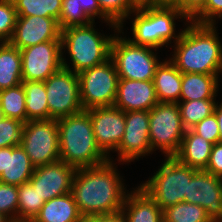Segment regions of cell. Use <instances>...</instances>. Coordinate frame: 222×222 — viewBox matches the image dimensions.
<instances>
[{"mask_svg": "<svg viewBox=\"0 0 222 222\" xmlns=\"http://www.w3.org/2000/svg\"><path fill=\"white\" fill-rule=\"evenodd\" d=\"M113 164L109 157L101 165L76 169L71 193L82 216L121 212L127 194Z\"/></svg>", "mask_w": 222, "mask_h": 222, "instance_id": "6da1fadb", "label": "cell"}, {"mask_svg": "<svg viewBox=\"0 0 222 222\" xmlns=\"http://www.w3.org/2000/svg\"><path fill=\"white\" fill-rule=\"evenodd\" d=\"M169 59L181 73H222V44L215 25L192 22L182 30Z\"/></svg>", "mask_w": 222, "mask_h": 222, "instance_id": "7a4b0ae2", "label": "cell"}, {"mask_svg": "<svg viewBox=\"0 0 222 222\" xmlns=\"http://www.w3.org/2000/svg\"><path fill=\"white\" fill-rule=\"evenodd\" d=\"M60 161L77 168L101 165L109 158L95 141L87 110L57 120Z\"/></svg>", "mask_w": 222, "mask_h": 222, "instance_id": "3957f363", "label": "cell"}, {"mask_svg": "<svg viewBox=\"0 0 222 222\" xmlns=\"http://www.w3.org/2000/svg\"><path fill=\"white\" fill-rule=\"evenodd\" d=\"M94 22L87 25L71 26L61 30L62 49H67L72 61V68L62 58L63 68L74 73L100 65L110 59L111 44L114 36L98 33Z\"/></svg>", "mask_w": 222, "mask_h": 222, "instance_id": "277c9868", "label": "cell"}, {"mask_svg": "<svg viewBox=\"0 0 222 222\" xmlns=\"http://www.w3.org/2000/svg\"><path fill=\"white\" fill-rule=\"evenodd\" d=\"M133 13L136 14L132 21L133 39L129 40L156 51L173 39L175 43L179 40L182 31L175 35V19L184 18L190 22L175 6L142 5Z\"/></svg>", "mask_w": 222, "mask_h": 222, "instance_id": "5b68a950", "label": "cell"}, {"mask_svg": "<svg viewBox=\"0 0 222 222\" xmlns=\"http://www.w3.org/2000/svg\"><path fill=\"white\" fill-rule=\"evenodd\" d=\"M195 170L181 164L174 157H167L151 179L140 184V187L162 210H165L169 206L184 202L188 183Z\"/></svg>", "mask_w": 222, "mask_h": 222, "instance_id": "8992f818", "label": "cell"}, {"mask_svg": "<svg viewBox=\"0 0 222 222\" xmlns=\"http://www.w3.org/2000/svg\"><path fill=\"white\" fill-rule=\"evenodd\" d=\"M155 48L133 44L129 38L114 36L111 44V56L119 79L153 80L156 68L161 62Z\"/></svg>", "mask_w": 222, "mask_h": 222, "instance_id": "52a82bcc", "label": "cell"}, {"mask_svg": "<svg viewBox=\"0 0 222 222\" xmlns=\"http://www.w3.org/2000/svg\"><path fill=\"white\" fill-rule=\"evenodd\" d=\"M78 77L83 110L114 106L119 77L111 58L81 71Z\"/></svg>", "mask_w": 222, "mask_h": 222, "instance_id": "ba28073f", "label": "cell"}, {"mask_svg": "<svg viewBox=\"0 0 222 222\" xmlns=\"http://www.w3.org/2000/svg\"><path fill=\"white\" fill-rule=\"evenodd\" d=\"M185 132L178 103L159 102L149 111L152 151L159 148L166 154L165 157H173L180 148Z\"/></svg>", "mask_w": 222, "mask_h": 222, "instance_id": "9c48e42d", "label": "cell"}, {"mask_svg": "<svg viewBox=\"0 0 222 222\" xmlns=\"http://www.w3.org/2000/svg\"><path fill=\"white\" fill-rule=\"evenodd\" d=\"M20 145L34 167L59 161L57 120H31L24 123Z\"/></svg>", "mask_w": 222, "mask_h": 222, "instance_id": "30bf717a", "label": "cell"}, {"mask_svg": "<svg viewBox=\"0 0 222 222\" xmlns=\"http://www.w3.org/2000/svg\"><path fill=\"white\" fill-rule=\"evenodd\" d=\"M49 119L58 120L83 110L80 101L79 77L65 68L59 69L45 81Z\"/></svg>", "mask_w": 222, "mask_h": 222, "instance_id": "8fae6325", "label": "cell"}, {"mask_svg": "<svg viewBox=\"0 0 222 222\" xmlns=\"http://www.w3.org/2000/svg\"><path fill=\"white\" fill-rule=\"evenodd\" d=\"M62 50L61 41H46L21 49L22 80L44 82L63 67Z\"/></svg>", "mask_w": 222, "mask_h": 222, "instance_id": "7c38bea8", "label": "cell"}, {"mask_svg": "<svg viewBox=\"0 0 222 222\" xmlns=\"http://www.w3.org/2000/svg\"><path fill=\"white\" fill-rule=\"evenodd\" d=\"M184 202L200 205L211 220L222 222V178L205 170H195Z\"/></svg>", "mask_w": 222, "mask_h": 222, "instance_id": "4fadbf2b", "label": "cell"}, {"mask_svg": "<svg viewBox=\"0 0 222 222\" xmlns=\"http://www.w3.org/2000/svg\"><path fill=\"white\" fill-rule=\"evenodd\" d=\"M125 131L117 148L121 162H131L152 153L149 141V111L125 112Z\"/></svg>", "mask_w": 222, "mask_h": 222, "instance_id": "5bb4252c", "label": "cell"}, {"mask_svg": "<svg viewBox=\"0 0 222 222\" xmlns=\"http://www.w3.org/2000/svg\"><path fill=\"white\" fill-rule=\"evenodd\" d=\"M89 112L95 141L109 158L110 150L116 151L125 131V112L115 106L96 107Z\"/></svg>", "mask_w": 222, "mask_h": 222, "instance_id": "9a60e30c", "label": "cell"}, {"mask_svg": "<svg viewBox=\"0 0 222 222\" xmlns=\"http://www.w3.org/2000/svg\"><path fill=\"white\" fill-rule=\"evenodd\" d=\"M76 168L63 161L35 167L28 181L44 201L71 192Z\"/></svg>", "mask_w": 222, "mask_h": 222, "instance_id": "2e32d148", "label": "cell"}, {"mask_svg": "<svg viewBox=\"0 0 222 222\" xmlns=\"http://www.w3.org/2000/svg\"><path fill=\"white\" fill-rule=\"evenodd\" d=\"M46 41H61L58 20L42 16H18L10 43L18 49Z\"/></svg>", "mask_w": 222, "mask_h": 222, "instance_id": "e0dca14e", "label": "cell"}, {"mask_svg": "<svg viewBox=\"0 0 222 222\" xmlns=\"http://www.w3.org/2000/svg\"><path fill=\"white\" fill-rule=\"evenodd\" d=\"M159 102L153 80L119 79L114 106L124 112L150 111Z\"/></svg>", "mask_w": 222, "mask_h": 222, "instance_id": "ac0fdd59", "label": "cell"}, {"mask_svg": "<svg viewBox=\"0 0 222 222\" xmlns=\"http://www.w3.org/2000/svg\"><path fill=\"white\" fill-rule=\"evenodd\" d=\"M34 168L21 145L0 148V182L20 186L30 180Z\"/></svg>", "mask_w": 222, "mask_h": 222, "instance_id": "d6986e66", "label": "cell"}, {"mask_svg": "<svg viewBox=\"0 0 222 222\" xmlns=\"http://www.w3.org/2000/svg\"><path fill=\"white\" fill-rule=\"evenodd\" d=\"M95 16L102 18L105 22L107 21L112 28H116V32H122L120 26L113 23L101 11L97 0H62V9L58 23L62 30L71 26L87 25L95 22Z\"/></svg>", "mask_w": 222, "mask_h": 222, "instance_id": "ffe728a7", "label": "cell"}, {"mask_svg": "<svg viewBox=\"0 0 222 222\" xmlns=\"http://www.w3.org/2000/svg\"><path fill=\"white\" fill-rule=\"evenodd\" d=\"M121 213L126 222H164L163 210L140 186L127 194Z\"/></svg>", "mask_w": 222, "mask_h": 222, "instance_id": "44dd1931", "label": "cell"}, {"mask_svg": "<svg viewBox=\"0 0 222 222\" xmlns=\"http://www.w3.org/2000/svg\"><path fill=\"white\" fill-rule=\"evenodd\" d=\"M213 144L187 129L178 152L173 156L178 162L196 170H205Z\"/></svg>", "mask_w": 222, "mask_h": 222, "instance_id": "7402d4cb", "label": "cell"}, {"mask_svg": "<svg viewBox=\"0 0 222 222\" xmlns=\"http://www.w3.org/2000/svg\"><path fill=\"white\" fill-rule=\"evenodd\" d=\"M153 83L158 102H179L182 85V73L170 60L161 62L156 68Z\"/></svg>", "mask_w": 222, "mask_h": 222, "instance_id": "603a6c76", "label": "cell"}, {"mask_svg": "<svg viewBox=\"0 0 222 222\" xmlns=\"http://www.w3.org/2000/svg\"><path fill=\"white\" fill-rule=\"evenodd\" d=\"M81 217L70 192L46 201L32 222H78Z\"/></svg>", "mask_w": 222, "mask_h": 222, "instance_id": "cb8c5ba5", "label": "cell"}, {"mask_svg": "<svg viewBox=\"0 0 222 222\" xmlns=\"http://www.w3.org/2000/svg\"><path fill=\"white\" fill-rule=\"evenodd\" d=\"M218 76L199 73H182L180 100L192 101L215 99L218 91Z\"/></svg>", "mask_w": 222, "mask_h": 222, "instance_id": "d4e9b609", "label": "cell"}, {"mask_svg": "<svg viewBox=\"0 0 222 222\" xmlns=\"http://www.w3.org/2000/svg\"><path fill=\"white\" fill-rule=\"evenodd\" d=\"M22 82L21 51L10 42H5L0 48V90Z\"/></svg>", "mask_w": 222, "mask_h": 222, "instance_id": "484cf974", "label": "cell"}, {"mask_svg": "<svg viewBox=\"0 0 222 222\" xmlns=\"http://www.w3.org/2000/svg\"><path fill=\"white\" fill-rule=\"evenodd\" d=\"M27 122L31 120H48L49 109L44 82L23 81Z\"/></svg>", "mask_w": 222, "mask_h": 222, "instance_id": "4316f807", "label": "cell"}, {"mask_svg": "<svg viewBox=\"0 0 222 222\" xmlns=\"http://www.w3.org/2000/svg\"><path fill=\"white\" fill-rule=\"evenodd\" d=\"M25 96L22 83L12 88L0 90V108L6 118L27 122Z\"/></svg>", "mask_w": 222, "mask_h": 222, "instance_id": "83f0119b", "label": "cell"}, {"mask_svg": "<svg viewBox=\"0 0 222 222\" xmlns=\"http://www.w3.org/2000/svg\"><path fill=\"white\" fill-rule=\"evenodd\" d=\"M45 201L29 183L18 186V222H32Z\"/></svg>", "mask_w": 222, "mask_h": 222, "instance_id": "f1b7e54d", "label": "cell"}, {"mask_svg": "<svg viewBox=\"0 0 222 222\" xmlns=\"http://www.w3.org/2000/svg\"><path fill=\"white\" fill-rule=\"evenodd\" d=\"M216 99H203L178 102L184 127L191 129L214 113Z\"/></svg>", "mask_w": 222, "mask_h": 222, "instance_id": "f546056e", "label": "cell"}, {"mask_svg": "<svg viewBox=\"0 0 222 222\" xmlns=\"http://www.w3.org/2000/svg\"><path fill=\"white\" fill-rule=\"evenodd\" d=\"M18 16H42L59 20L62 0H13Z\"/></svg>", "mask_w": 222, "mask_h": 222, "instance_id": "4dcf8cb0", "label": "cell"}, {"mask_svg": "<svg viewBox=\"0 0 222 222\" xmlns=\"http://www.w3.org/2000/svg\"><path fill=\"white\" fill-rule=\"evenodd\" d=\"M164 222H211L206 210L200 205L179 202L163 210Z\"/></svg>", "mask_w": 222, "mask_h": 222, "instance_id": "1f68e13d", "label": "cell"}, {"mask_svg": "<svg viewBox=\"0 0 222 222\" xmlns=\"http://www.w3.org/2000/svg\"><path fill=\"white\" fill-rule=\"evenodd\" d=\"M101 11L122 29L125 19L132 14L138 6L132 0H97ZM124 20V21H123Z\"/></svg>", "mask_w": 222, "mask_h": 222, "instance_id": "d6a6232c", "label": "cell"}, {"mask_svg": "<svg viewBox=\"0 0 222 222\" xmlns=\"http://www.w3.org/2000/svg\"><path fill=\"white\" fill-rule=\"evenodd\" d=\"M0 212L18 222V186L0 182Z\"/></svg>", "mask_w": 222, "mask_h": 222, "instance_id": "836d02e7", "label": "cell"}, {"mask_svg": "<svg viewBox=\"0 0 222 222\" xmlns=\"http://www.w3.org/2000/svg\"><path fill=\"white\" fill-rule=\"evenodd\" d=\"M23 126L24 122L5 117L0 122V148L20 145Z\"/></svg>", "mask_w": 222, "mask_h": 222, "instance_id": "e575fe53", "label": "cell"}, {"mask_svg": "<svg viewBox=\"0 0 222 222\" xmlns=\"http://www.w3.org/2000/svg\"><path fill=\"white\" fill-rule=\"evenodd\" d=\"M17 17L13 0H0V38L5 42L13 36Z\"/></svg>", "mask_w": 222, "mask_h": 222, "instance_id": "d590c367", "label": "cell"}, {"mask_svg": "<svg viewBox=\"0 0 222 222\" xmlns=\"http://www.w3.org/2000/svg\"><path fill=\"white\" fill-rule=\"evenodd\" d=\"M216 16L222 17V0H207L204 8L189 23L216 25Z\"/></svg>", "mask_w": 222, "mask_h": 222, "instance_id": "8d00e7d4", "label": "cell"}, {"mask_svg": "<svg viewBox=\"0 0 222 222\" xmlns=\"http://www.w3.org/2000/svg\"><path fill=\"white\" fill-rule=\"evenodd\" d=\"M191 130L211 142L213 145L219 142L218 121L214 113L196 124Z\"/></svg>", "mask_w": 222, "mask_h": 222, "instance_id": "74e56055", "label": "cell"}, {"mask_svg": "<svg viewBox=\"0 0 222 222\" xmlns=\"http://www.w3.org/2000/svg\"><path fill=\"white\" fill-rule=\"evenodd\" d=\"M205 171L222 178V143L217 142L212 146L210 159Z\"/></svg>", "mask_w": 222, "mask_h": 222, "instance_id": "f35d334b", "label": "cell"}, {"mask_svg": "<svg viewBox=\"0 0 222 222\" xmlns=\"http://www.w3.org/2000/svg\"><path fill=\"white\" fill-rule=\"evenodd\" d=\"M207 0H180L177 8L191 21L205 6Z\"/></svg>", "mask_w": 222, "mask_h": 222, "instance_id": "ab89813d", "label": "cell"}, {"mask_svg": "<svg viewBox=\"0 0 222 222\" xmlns=\"http://www.w3.org/2000/svg\"><path fill=\"white\" fill-rule=\"evenodd\" d=\"M100 222H126L121 212L111 215L100 216Z\"/></svg>", "mask_w": 222, "mask_h": 222, "instance_id": "60d3db41", "label": "cell"}, {"mask_svg": "<svg viewBox=\"0 0 222 222\" xmlns=\"http://www.w3.org/2000/svg\"><path fill=\"white\" fill-rule=\"evenodd\" d=\"M214 114L218 121V128H219V142L222 143V103L218 105V102L216 103Z\"/></svg>", "mask_w": 222, "mask_h": 222, "instance_id": "b9f144b4", "label": "cell"}, {"mask_svg": "<svg viewBox=\"0 0 222 222\" xmlns=\"http://www.w3.org/2000/svg\"><path fill=\"white\" fill-rule=\"evenodd\" d=\"M180 0H152V5L155 6H175L177 7Z\"/></svg>", "mask_w": 222, "mask_h": 222, "instance_id": "7bdbcfd3", "label": "cell"}, {"mask_svg": "<svg viewBox=\"0 0 222 222\" xmlns=\"http://www.w3.org/2000/svg\"><path fill=\"white\" fill-rule=\"evenodd\" d=\"M78 222H100V216H82Z\"/></svg>", "mask_w": 222, "mask_h": 222, "instance_id": "ee69618b", "label": "cell"}, {"mask_svg": "<svg viewBox=\"0 0 222 222\" xmlns=\"http://www.w3.org/2000/svg\"><path fill=\"white\" fill-rule=\"evenodd\" d=\"M137 6L152 5V0H132Z\"/></svg>", "mask_w": 222, "mask_h": 222, "instance_id": "f6af8a7d", "label": "cell"}, {"mask_svg": "<svg viewBox=\"0 0 222 222\" xmlns=\"http://www.w3.org/2000/svg\"><path fill=\"white\" fill-rule=\"evenodd\" d=\"M0 222H12L7 216L0 212Z\"/></svg>", "mask_w": 222, "mask_h": 222, "instance_id": "bcb514c9", "label": "cell"}, {"mask_svg": "<svg viewBox=\"0 0 222 222\" xmlns=\"http://www.w3.org/2000/svg\"><path fill=\"white\" fill-rule=\"evenodd\" d=\"M5 118L3 111L0 108V122Z\"/></svg>", "mask_w": 222, "mask_h": 222, "instance_id": "7dc6e473", "label": "cell"}, {"mask_svg": "<svg viewBox=\"0 0 222 222\" xmlns=\"http://www.w3.org/2000/svg\"><path fill=\"white\" fill-rule=\"evenodd\" d=\"M5 41L0 38V48L4 45Z\"/></svg>", "mask_w": 222, "mask_h": 222, "instance_id": "c3c4849f", "label": "cell"}]
</instances>
